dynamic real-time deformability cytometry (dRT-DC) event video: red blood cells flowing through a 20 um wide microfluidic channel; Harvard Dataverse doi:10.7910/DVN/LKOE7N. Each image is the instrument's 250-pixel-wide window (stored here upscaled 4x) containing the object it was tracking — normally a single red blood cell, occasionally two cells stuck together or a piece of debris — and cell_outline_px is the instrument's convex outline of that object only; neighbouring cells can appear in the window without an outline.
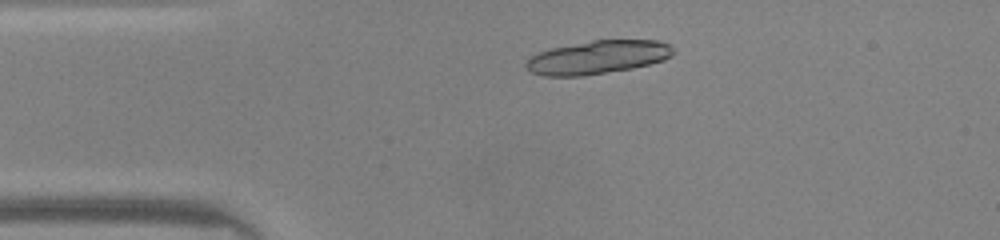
{"species": "common noctule bat (a hibernating species)", "species_latin": "Nyctalus noctula", "temperature_condition": "warm", "stored_images_in_passage": 45, "camera_frame_rate_fps": 3000, "um_per_image_px": 0.085, "animal": {"sex": "male", "body_mass_g": 20.0, "forearm_length_mm": 53.3}, "frame": {"image": 1, "passage_image": 7, "time_ms": 2.0, "image_size_px": [1000, 240], "cell_outline_px": [[676, 52], [672, 56], [664, 60], [632, 68], [584, 76], [544, 76], [532, 72], [524, 64], [532, 56], [540, 52], [552, 48], [592, 40], [660, 40], [668, 44]], "centroid_in_image_um": [50.84, 4.87], "position_along_channel_um": 34.2, "area_um2": 28.5}, "authors_computed_cell_mechanics": {"area_um2": 27.6862, "velocity_mm_per_s": 4.1998, "shape_relaxation_time_tau1_ms": 0.9242, "shape_relaxation_time_tau2_ms": 1.8811, "deformation_change_tau1": 0.2846, "deformation_change_tau2": 0.0455}}